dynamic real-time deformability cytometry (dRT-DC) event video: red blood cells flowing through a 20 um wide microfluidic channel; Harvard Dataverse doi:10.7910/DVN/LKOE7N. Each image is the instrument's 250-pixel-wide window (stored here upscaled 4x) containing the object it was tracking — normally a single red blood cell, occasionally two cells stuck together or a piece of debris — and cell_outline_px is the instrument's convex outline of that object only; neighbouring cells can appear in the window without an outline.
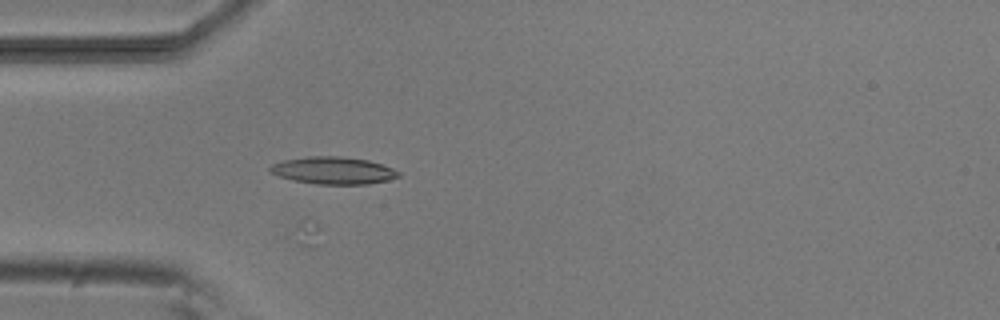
{"species": "common noctule bat (a hibernating species)", "species_latin": "Nyctalus noctula", "temperature_condition": "room temperature", "stored_images_in_passage": 5, "camera_frame_rate_fps": 3000, "um_per_image_px": 0.085, "animal": {"sex": "male", "body_mass_g": 20.5, "forearm_length_mm": 52.5}, "frame": {"image": 1, "passage_image": 5, "time_ms": 5.333, "image_size_px": [1000, 320], "cell_outline_px": [[400, 176], [388, 180], [368, 184], [316, 184], [292, 180], [268, 172], [268, 168], [272, 164], [284, 160], [308, 156], [340, 156], [368, 160], [392, 168], [400, 172]], "centroid_in_image_um": [28.31, 14.49], "position_along_channel_um": 56.7, "area_um2": 20.4}}